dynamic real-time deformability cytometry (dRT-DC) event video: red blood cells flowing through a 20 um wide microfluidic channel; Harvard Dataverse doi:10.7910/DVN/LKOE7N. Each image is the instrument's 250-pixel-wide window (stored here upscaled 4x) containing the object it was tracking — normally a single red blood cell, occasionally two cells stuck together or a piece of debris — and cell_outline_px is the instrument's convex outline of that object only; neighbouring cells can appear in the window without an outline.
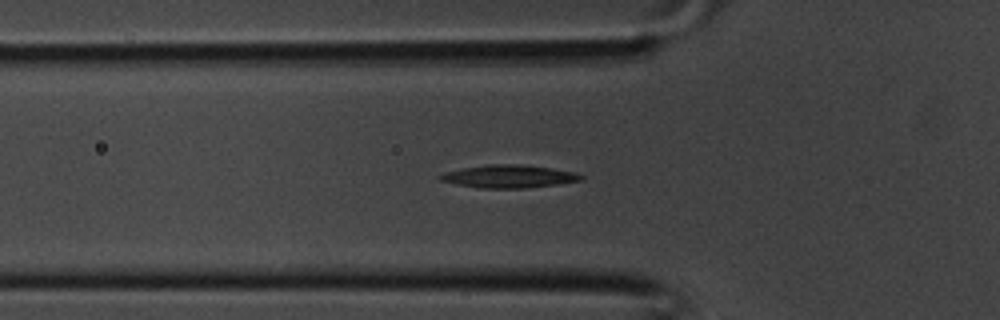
{"species": "common noctule bat (a hibernating species)", "species_latin": "Nyctalus noctula", "temperature_condition": "room temperature", "stored_images_in_passage": 28, "camera_frame_rate_fps": 3000, "um_per_image_px": 0.085, "animal": {"sex": "male", "body_mass_g": 20.1, "forearm_length_mm": 53.5}, "frame": {"image": 1, "passage_image": 3, "time_ms": 0.667, "image_size_px": [1000, 320], "cell_outline_px": [[584, 180], [556, 184], [524, 188], [480, 188], [456, 184], [440, 180], [436, 176], [444, 172], [464, 168], [488, 164], [520, 164], [552, 168], [576, 172], [584, 176]], "centroid_in_image_um": [43.26, 14.99], "position_along_channel_um": 82.5, "area_um2": 18.79}}
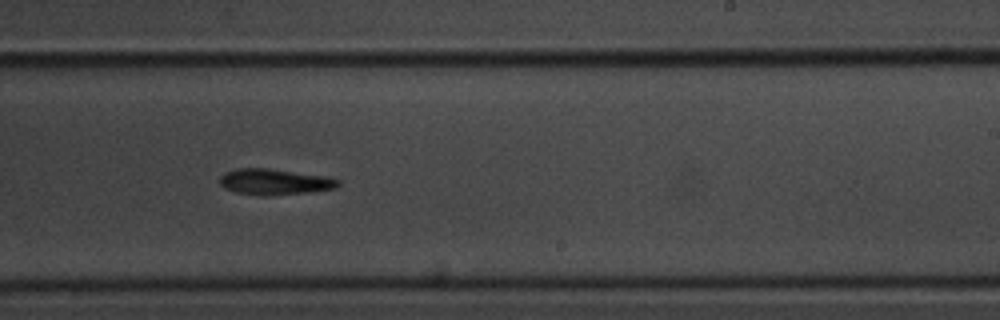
{"frame": {"image": 2, "passage_image": 13, "time_ms": 4.0, "image_size_px": [1000, 320], "cell_outline_px": [[340, 184], [336, 188], [312, 192], [264, 196], [260, 196], [236, 192], [224, 188], [220, 184], [220, 176], [224, 172], [236, 168], [268, 168], [328, 176], [340, 180]], "centroid_in_image_um": [23.35, 15.45], "position_along_channel_um": 265.6, "area_um2": 18.15}}
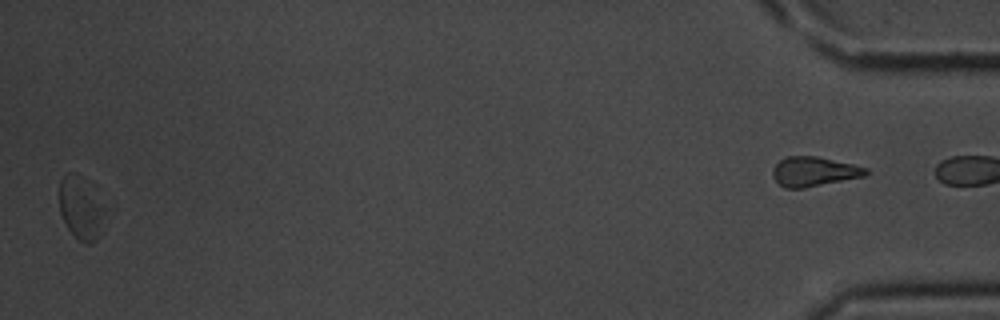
{"frame": {"image": 3, "passage_image": 27, "time_ms": 8.667, "image_size_px": [1000, 320], "cell_outline_px": [[104, 212], [96, 240], [88, 244], [80, 240], [68, 228], [60, 212], [60, 180], [68, 172], [104, 208]], "centroid_in_image_um": [6.79, 17.84], "position_along_channel_um": 428.4, "area_um2": 14.45}}